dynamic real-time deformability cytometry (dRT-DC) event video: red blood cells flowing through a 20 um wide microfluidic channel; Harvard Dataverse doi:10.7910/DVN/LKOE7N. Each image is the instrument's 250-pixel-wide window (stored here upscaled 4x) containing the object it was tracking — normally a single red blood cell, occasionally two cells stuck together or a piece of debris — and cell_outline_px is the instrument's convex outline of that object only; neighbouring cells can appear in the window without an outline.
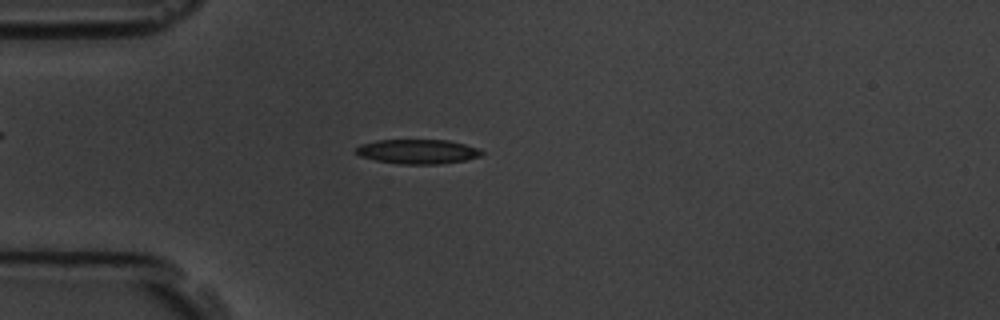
{"species": "common noctule bat (a hibernating species)", "species_latin": "Nyctalus noctula", "temperature_condition": "room temperature", "stored_images_in_passage": 4, "camera_frame_rate_fps": 3000, "um_per_image_px": 0.085, "animal": {"sex": "male", "body_mass_g": 19.5, "forearm_length_mm": 54.6}, "frame": {"image": 1, "passage_image": 3, "time_ms": 2.333, "image_size_px": [1000, 320], "cell_outline_px": [[484, 152], [480, 156], [464, 160], [440, 164], [400, 164], [376, 160], [360, 156], [356, 152], [356, 148], [360, 144], [376, 140], [448, 140], [480, 148]], "centroid_in_image_um": [35.51, 12.88], "position_along_channel_um": 49.5, "area_um2": 17.92}}